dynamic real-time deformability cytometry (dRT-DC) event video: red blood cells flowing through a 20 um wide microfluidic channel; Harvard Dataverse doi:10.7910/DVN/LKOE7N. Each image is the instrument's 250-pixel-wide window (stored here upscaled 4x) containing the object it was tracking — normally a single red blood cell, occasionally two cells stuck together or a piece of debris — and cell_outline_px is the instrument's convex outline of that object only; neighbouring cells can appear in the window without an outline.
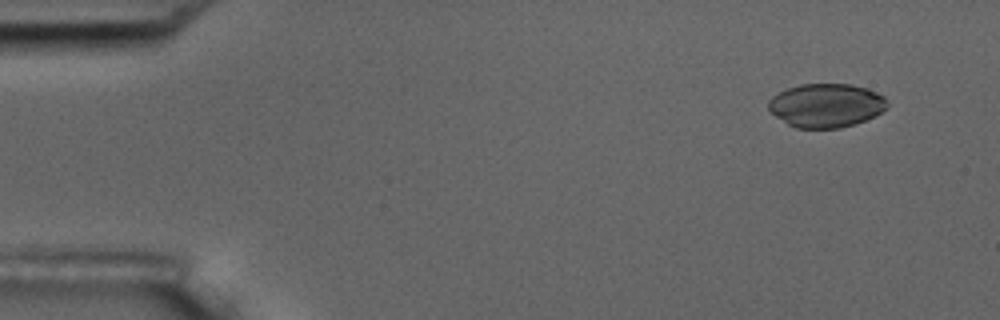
{"species": "common noctule bat (a hibernating species)", "species_latin": "Nyctalus noctula", "temperature_condition": "room temperature", "stored_images_in_passage": 5, "camera_frame_rate_fps": 3000, "um_per_image_px": 0.085, "animal": {"sex": "male", "body_mass_g": 17.5, "forearm_length_mm": 52.3}, "frame": {"image": 1, "passage_image": 1, "time_ms": 0.0, "image_size_px": [1000, 320], "cell_outline_px": [[888, 108], [856, 124], [840, 128], [796, 128], [788, 124], [776, 116], [768, 108], [768, 100], [772, 96], [788, 88], [800, 84], [852, 84], [876, 92], [884, 96], [888, 104]], "centroid_in_image_um": [70.22, 8.96], "position_along_channel_um": 14.8, "area_um2": 30.17}}